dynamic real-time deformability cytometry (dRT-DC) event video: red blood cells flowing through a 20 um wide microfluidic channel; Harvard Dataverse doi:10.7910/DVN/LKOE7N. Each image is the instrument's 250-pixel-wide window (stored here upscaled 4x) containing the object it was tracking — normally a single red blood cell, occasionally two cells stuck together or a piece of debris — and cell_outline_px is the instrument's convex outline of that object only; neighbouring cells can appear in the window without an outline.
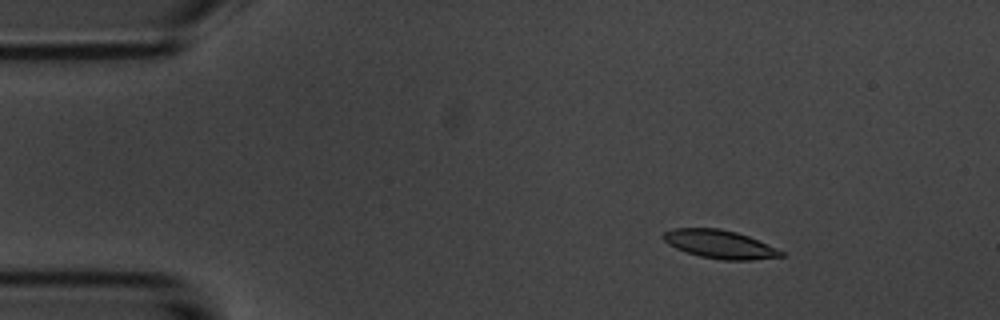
{"species": "common noctule bat (a hibernating species)", "species_latin": "Nyctalus noctula", "temperature_condition": "room temperature", "stored_images_in_passage": 8, "camera_frame_rate_fps": 3000, "um_per_image_px": 0.085, "animal": {"sex": "male", "body_mass_g": 20.1, "forearm_length_mm": 53.5}, "frame": {"image": 1, "passage_image": 2, "time_ms": 2.0, "image_size_px": [1000, 320], "cell_outline_px": [[784, 256], [752, 260], [720, 260], [700, 256], [676, 248], [668, 244], [660, 236], [664, 232], [672, 228], [720, 228], [736, 232], [748, 236], [776, 248], [784, 252]], "centroid_in_image_um": [61.15, 20.75], "position_along_channel_um": 23.8, "area_um2": 19.42}}
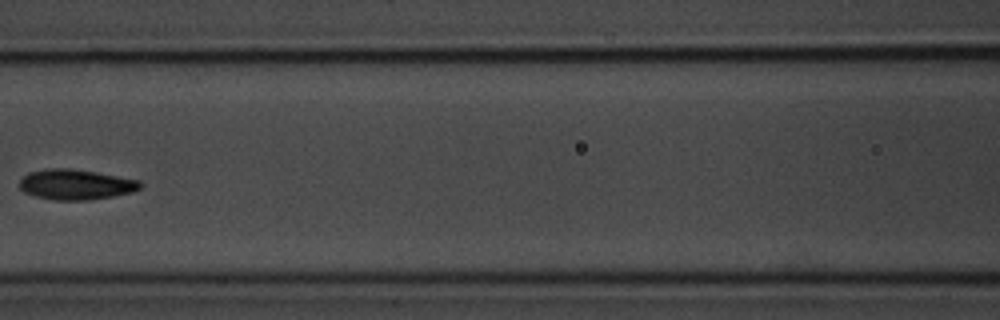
{"frame": {"image": 2, "passage_image": 7, "time_ms": 7.667, "image_size_px": [1000, 320], "cell_outline_px": [[144, 184], [140, 188], [132, 192], [112, 196], [88, 200], [52, 200], [36, 196], [24, 192], [20, 188], [20, 180], [28, 172], [48, 168], [72, 168], [96, 172], [140, 180]], "centroid_in_image_um": [6.45, 15.67], "position_along_channel_um": 160.2, "area_um2": 21.39}}
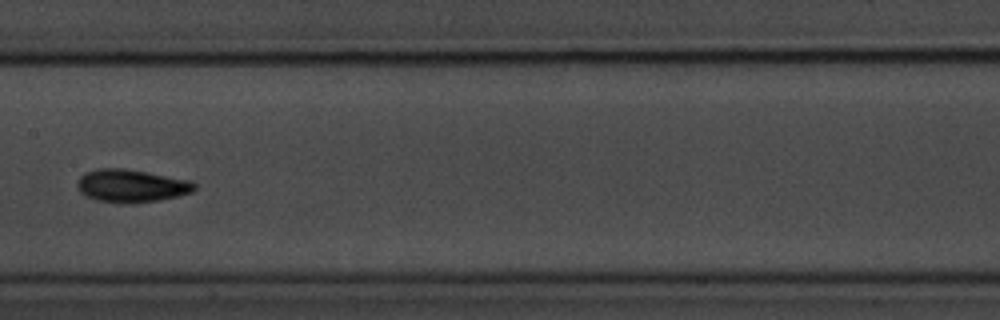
{"frame": {"image": 3, "passage_image": 8, "time_ms": 8.667, "image_size_px": [1000, 320], "cell_outline_px": [[196, 188], [192, 192], [160, 200], [120, 204], [96, 200], [84, 196], [76, 188], [76, 184], [80, 176], [84, 172], [96, 168], [124, 168], [148, 172], [192, 180], [196, 184]], "centroid_in_image_um": [11.13, 15.79], "position_along_channel_um": 196.3, "area_um2": 22.83}}